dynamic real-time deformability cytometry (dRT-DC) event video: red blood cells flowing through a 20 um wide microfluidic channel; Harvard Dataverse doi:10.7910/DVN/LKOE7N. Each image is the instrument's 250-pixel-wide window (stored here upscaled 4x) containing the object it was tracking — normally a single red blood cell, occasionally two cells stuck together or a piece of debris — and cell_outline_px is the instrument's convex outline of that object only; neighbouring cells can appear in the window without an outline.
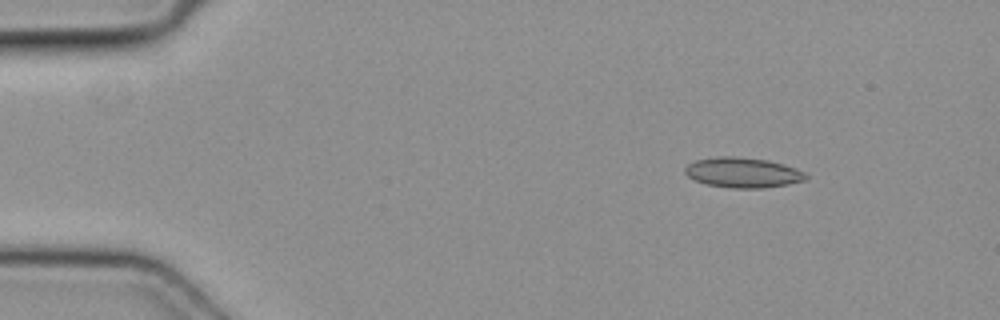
{"species": "common noctule bat (a hibernating species)", "species_latin": "Nyctalus noctula", "temperature_condition": "cold", "stored_images_in_passage": 4, "camera_frame_rate_fps": 3000, "um_per_image_px": 0.085, "animal": {"sex": "female", "body_mass_g": 19.3, "forearm_length_mm": 54.1}, "frame": {"image": 1, "passage_image": 1, "time_ms": 0.0, "image_size_px": [1000, 320], "cell_outline_px": [[808, 176], [804, 180], [788, 184], [764, 188], [732, 188], [708, 184], [696, 180], [688, 176], [684, 172], [684, 168], [688, 164], [696, 160], [716, 156], [736, 156], [768, 160], [784, 164], [804, 172]], "centroid_in_image_um": [63.13, 14.66], "position_along_channel_um": 21.9, "area_um2": 21.15}}
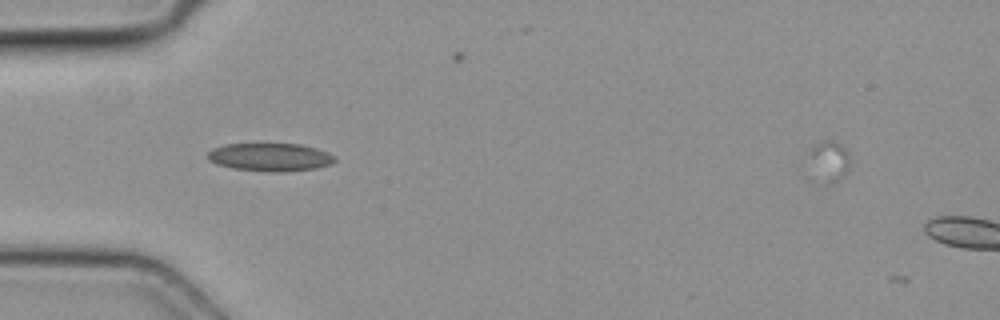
{"frame": {"image": 2, "passage_image": 3, "time_ms": 0.667, "image_size_px": [1000, 320], "cell_outline_px": [[336, 160], [332, 164], [316, 168], [280, 172], [272, 172], [232, 168], [216, 164], [208, 160], [208, 152], [212, 148], [224, 144], [300, 144], [316, 148], [328, 152], [336, 156]], "centroid_in_image_um": [22.97, 13.35], "position_along_channel_um": 62.0, "area_um2": 20.87}}
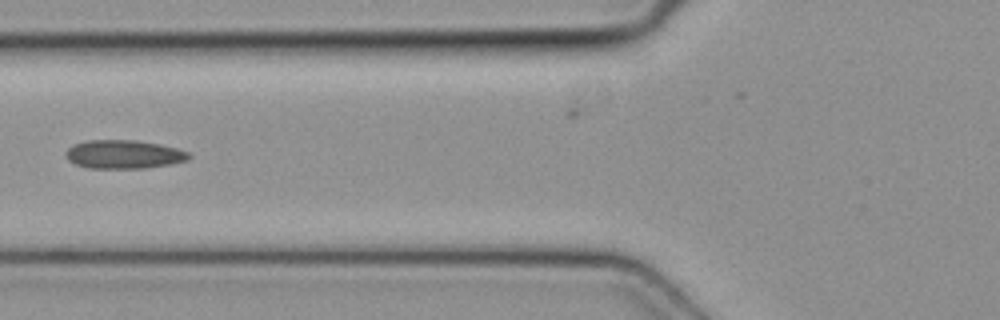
{"frame": {"image": 3, "passage_image": 4, "time_ms": 1.0, "image_size_px": [1000, 320], "cell_outline_px": [[192, 156], [188, 160], [172, 164], [144, 168], [88, 168], [76, 164], [68, 160], [64, 152], [72, 144], [88, 140], [136, 140], [160, 144], [176, 148], [188, 152]], "centroid_in_image_um": [10.52, 13.11], "position_along_channel_um": 115.3, "area_um2": 20.63}}